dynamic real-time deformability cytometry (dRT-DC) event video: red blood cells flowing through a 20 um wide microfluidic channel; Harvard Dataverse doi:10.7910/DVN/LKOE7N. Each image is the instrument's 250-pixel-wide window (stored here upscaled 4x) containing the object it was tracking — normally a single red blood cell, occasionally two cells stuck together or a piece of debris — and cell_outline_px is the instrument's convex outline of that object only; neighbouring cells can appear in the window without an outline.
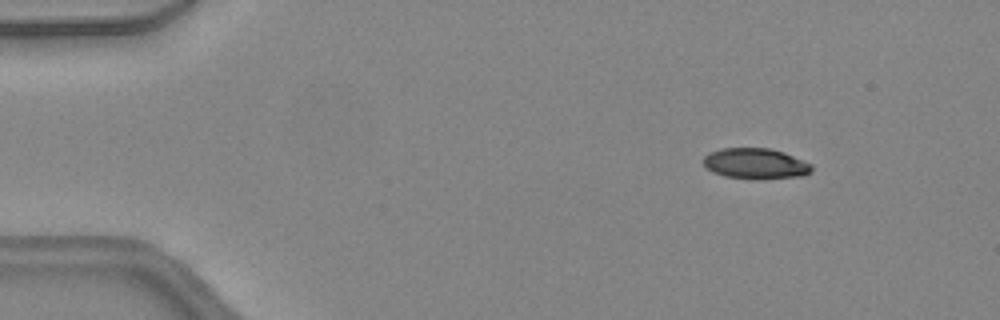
{"species": "common noctule bat (a hibernating species)", "species_latin": "Nyctalus noctula", "temperature_condition": "warm", "stored_images_in_passage": 42, "camera_frame_rate_fps": 3000, "um_per_image_px": 0.085, "animal": {"sex": "female", "body_mass_g": 24.6, "forearm_length_mm": 56.2}, "frame": {"image": 1, "passage_image": 2, "time_ms": 0.333, "image_size_px": [1000, 320], "cell_outline_px": [[812, 168], [804, 176], [764, 180], [752, 180], [724, 176], [712, 172], [704, 164], [704, 156], [708, 152], [724, 148], [768, 148], [784, 152], [812, 164]], "centroid_in_image_um": [64.22, 13.93], "position_along_channel_um": 20.8, "area_um2": 19.65}}
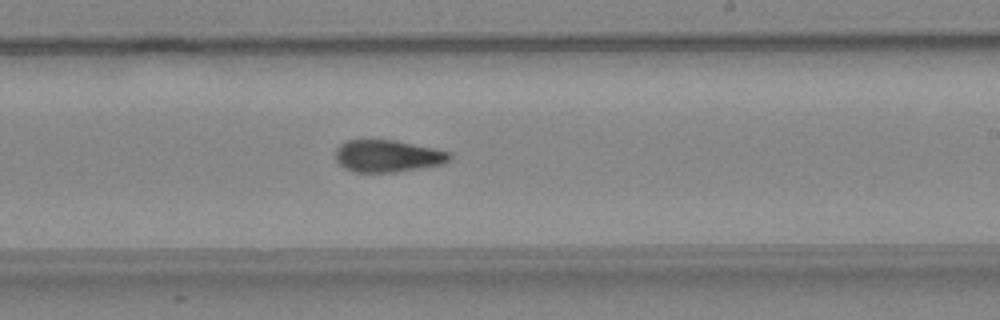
{"frame": {"image": 2, "passage_image": 24, "time_ms": 7.667, "image_size_px": [1000, 320], "cell_outline_px": [[452, 160], [440, 164], [420, 168], [396, 172], [352, 172], [344, 168], [336, 160], [336, 148], [340, 144], [348, 140], [392, 140], [452, 152]], "centroid_in_image_um": [32.95, 13.27], "position_along_channel_um": 256.1, "area_um2": 21.27}}
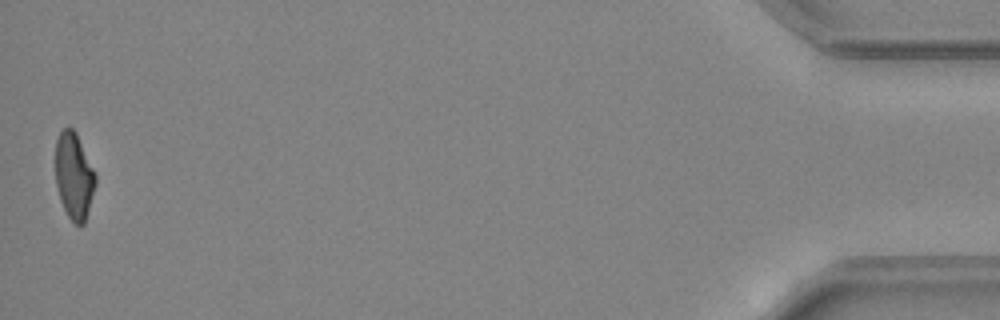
{"frame": {"image": 3, "passage_image": 42, "time_ms": 13.667, "image_size_px": [1000, 320], "cell_outline_px": [[96, 184], [84, 224], [80, 228], [68, 216], [60, 200], [56, 184], [56, 140], [60, 132], [64, 128], [72, 128], [76, 132], [96, 172]], "centroid_in_image_um": [6.31, 14.96], "position_along_channel_um": 428.9, "area_um2": 20.23}, "authors_computed_cell_mechanics": {"area_um2": 21.2993, "velocity_mm_per_s": 4.4711, "shape_relaxation_time_tau1_ms": 10.3438, "shape_relaxation_time_tau2_ms": 3.1951, "deformation_change_tau1": 0.2685, "deformation_change_tau2": 0.1068}}